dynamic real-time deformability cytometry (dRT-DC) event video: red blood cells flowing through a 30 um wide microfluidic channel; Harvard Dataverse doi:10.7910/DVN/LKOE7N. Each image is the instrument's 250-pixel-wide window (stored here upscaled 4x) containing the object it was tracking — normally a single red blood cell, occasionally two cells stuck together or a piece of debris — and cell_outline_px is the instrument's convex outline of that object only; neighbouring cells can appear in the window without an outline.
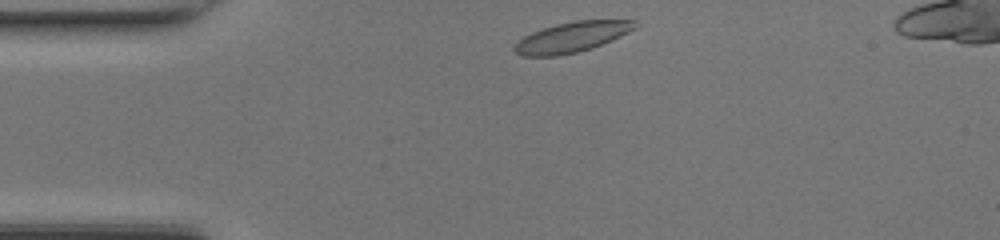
{"species": "common noctule bat (a hibernating species)", "species_latin": "Nyctalus noctula", "temperature_condition": "room temperature", "stored_images_in_passage": 38, "camera_frame_rate_fps": 3000, "um_per_image_px": 0.085, "animal": {"sex": "female", "body_mass_g": 17.0, "forearm_length_mm": 48.0}, "frame": {"image": 1, "passage_image": 1, "time_ms": 0.0, "image_size_px": [1000, 240], "cell_outline_px": [[636, 28], [612, 40], [592, 48], [576, 52], [556, 56], [524, 56], [516, 52], [512, 48], [524, 36], [532, 32], [556, 24], [576, 20], [636, 20]], "centroid_in_image_um": [48.62, 3.15], "position_along_channel_um": 36.4, "area_um2": 21.04}}
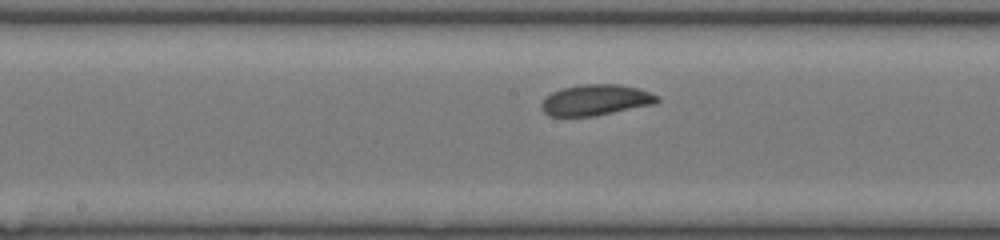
{"frame": {"image": 2, "passage_image": 15, "time_ms": 4.667, "image_size_px": [1000, 240], "cell_outline_px": [[660, 100], [656, 104], [596, 116], [548, 116], [540, 108], [540, 104], [552, 92], [564, 88], [584, 84], [620, 84], [636, 88], [660, 96]], "centroid_in_image_um": [50.66, 8.51], "position_along_channel_um": 197.5, "area_um2": 20.87}}
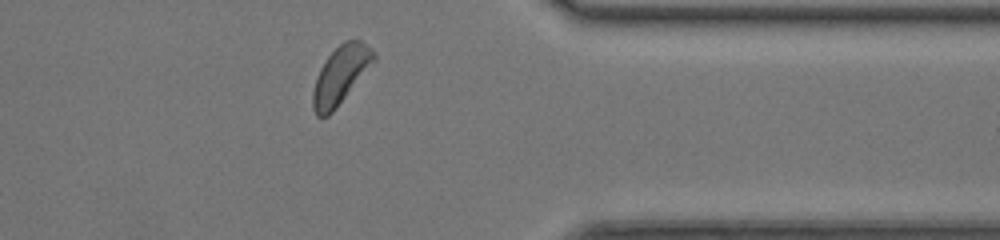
{"frame": {"image": 3, "passage_image": 29, "time_ms": 9.333, "image_size_px": [1000, 240], "cell_outline_px": [[376, 60], [332, 112], [328, 116], [316, 116], [312, 108], [312, 92], [316, 76], [320, 68], [328, 56], [344, 40], [360, 40], [368, 44], [376, 52]], "centroid_in_image_um": [28.95, 6.36], "position_along_channel_um": 382.4, "area_um2": 20.46}, "authors_computed_cell_mechanics": {"area_um2": 20.5768, "velocity_mm_per_s": 4.244, "shape_relaxation_time_tau1_ms": 4.2081, "shape_relaxation_time_tau2_ms": 7.5152, "deformation_change_tau1": 0.1305, "deformation_change_tau2": 0.1188}}